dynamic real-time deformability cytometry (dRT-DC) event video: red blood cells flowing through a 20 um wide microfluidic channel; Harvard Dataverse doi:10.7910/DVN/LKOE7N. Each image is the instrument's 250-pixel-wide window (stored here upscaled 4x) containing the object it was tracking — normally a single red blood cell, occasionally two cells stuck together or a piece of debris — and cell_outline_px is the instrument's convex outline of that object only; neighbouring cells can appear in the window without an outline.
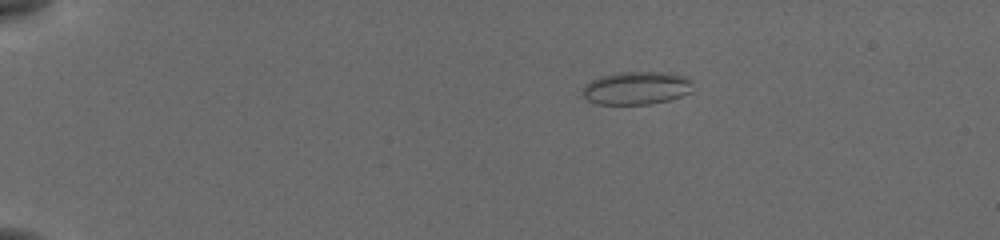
{"species": "common noctule bat (a hibernating species)", "species_latin": "Nyctalus noctula", "temperature_condition": "cold", "stored_images_in_passage": 45, "camera_frame_rate_fps": 3000, "um_per_image_px": 0.085, "animal": {"sex": "female", "body_mass_g": 19.5, "forearm_length_mm": 54.1}, "frame": {"image": 1, "passage_image": 1, "time_ms": 0.0, "image_size_px": [1000, 240], "cell_outline_px": [[692, 92], [668, 100], [648, 104], [596, 104], [588, 100], [580, 92], [584, 84], [600, 76], [620, 72], [672, 72], [688, 76], [692, 84]], "centroid_in_image_um": [54.1, 7.47], "position_along_channel_um": 30.9, "area_um2": 21.5}}
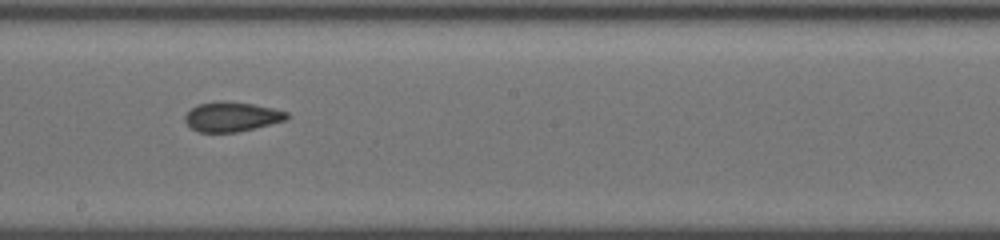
{"frame": {"image": 2, "passage_image": 23, "time_ms": 7.333, "image_size_px": [1000, 240], "cell_outline_px": [[292, 116], [288, 120], [236, 132], [200, 132], [192, 128], [184, 120], [184, 116], [196, 104], [216, 100], [224, 100], [252, 104], [272, 108], [288, 112]], "centroid_in_image_um": [19.72, 9.9], "position_along_channel_um": 228.5, "area_um2": 17.74}}
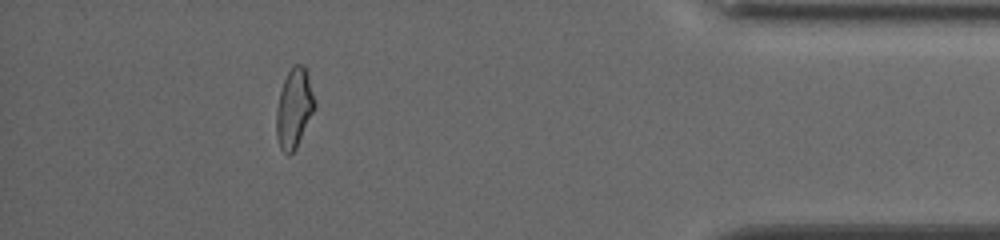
{"frame": {"image": 3, "passage_image": 40, "time_ms": 13.0, "image_size_px": [1000, 240], "cell_outline_px": [[316, 108], [296, 148], [288, 156], [280, 148], [276, 136], [276, 108], [280, 92], [284, 80], [292, 64], [304, 64], [308, 72], [316, 104]], "centroid_in_image_um": [25.01, 9.18], "position_along_channel_um": 410.2, "area_um2": 18.03}, "authors_computed_cell_mechanics": {"area_um2": 17.8024, "velocity_mm_per_s": 3.8893, "shape_relaxation_time_tau1_ms": null, "shape_relaxation_time_tau2_ms": 1.6601, "deformation_change_tau1": null, "deformation_change_tau2": 0.0706}}